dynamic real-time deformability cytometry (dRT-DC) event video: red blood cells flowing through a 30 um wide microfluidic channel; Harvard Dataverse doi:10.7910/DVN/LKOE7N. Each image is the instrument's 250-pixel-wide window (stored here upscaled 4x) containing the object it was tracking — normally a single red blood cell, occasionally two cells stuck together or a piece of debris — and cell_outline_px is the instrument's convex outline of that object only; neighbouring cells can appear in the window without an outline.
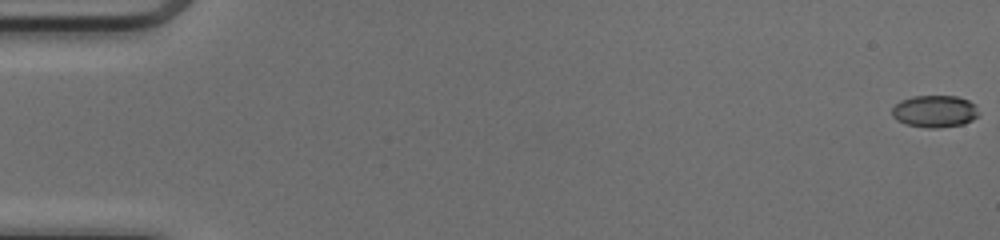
{"species": "common noctule bat (a hibernating species)", "species_latin": "Nyctalus noctula", "temperature_condition": "cold", "stored_images_in_passage": 51, "camera_frame_rate_fps": 3000, "um_per_image_px": 0.085, "animal": {"sex": "female", "body_mass_g": 17.0, "forearm_length_mm": 48.0}, "frame": {"image": 1, "passage_image": 1, "time_ms": 0.0, "image_size_px": [1000, 240], "cell_outline_px": [[980, 112], [972, 120], [964, 124], [936, 128], [924, 128], [904, 124], [896, 120], [892, 116], [892, 108], [900, 100], [912, 96], [956, 96], [968, 100], [976, 104]], "centroid_in_image_um": [79.44, 9.46], "position_along_channel_um": 5.6, "area_um2": 16.47}}
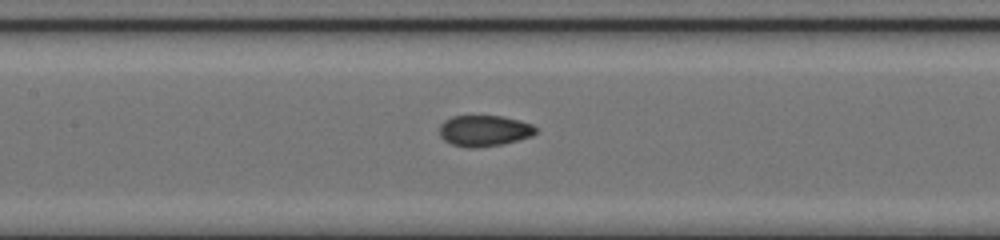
{"frame": {"image": 2, "passage_image": 25, "time_ms": 8.0, "image_size_px": [1000, 240], "cell_outline_px": [[536, 132], [532, 136], [500, 144], [472, 148], [468, 148], [452, 144], [444, 140], [440, 136], [440, 124], [444, 120], [452, 116], [504, 116], [520, 120], [532, 124], [536, 128]], "centroid_in_image_um": [41.14, 11.1], "position_along_channel_um": 166.3, "area_um2": 17.34}}
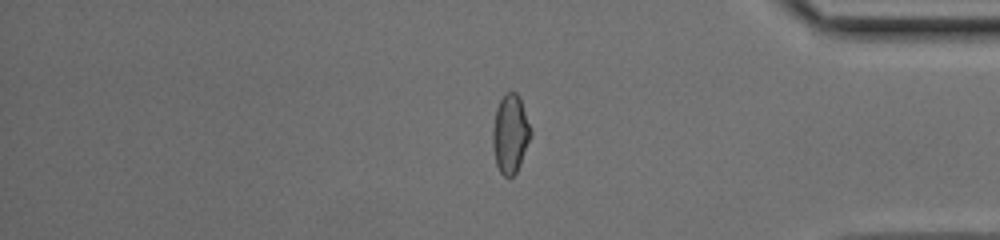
{"frame": {"image": 3, "passage_image": 43, "time_ms": 14.0, "image_size_px": [1000, 240], "cell_outline_px": [[532, 132], [520, 164], [516, 172], [512, 176], [504, 176], [500, 172], [496, 164], [492, 144], [492, 128], [496, 108], [500, 100], [508, 92], [516, 92], [520, 96]], "centroid_in_image_um": [43.36, 11.36], "position_along_channel_um": 391.8, "area_um2": 17.34}, "authors_computed_cell_mechanics": {"area_um2": 17.1666, "velocity_mm_per_s": 4.1536, "shape_relaxation_time_tau1_ms": 6.7192, "shape_relaxation_time_tau2_ms": 1.0594, "deformation_change_tau1": 0.1751, "deformation_change_tau2": 0.0437}}